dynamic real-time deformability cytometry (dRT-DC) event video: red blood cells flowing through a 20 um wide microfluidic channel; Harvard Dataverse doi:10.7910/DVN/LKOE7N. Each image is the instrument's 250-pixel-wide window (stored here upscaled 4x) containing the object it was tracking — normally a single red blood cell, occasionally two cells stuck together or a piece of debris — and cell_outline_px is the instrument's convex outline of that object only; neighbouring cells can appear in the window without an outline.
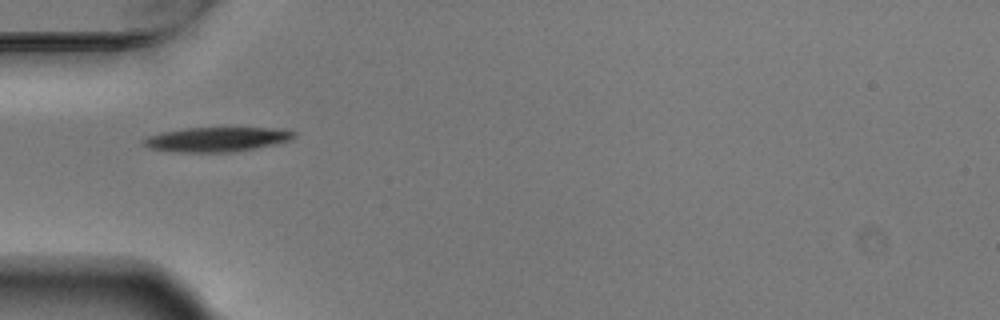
{"species": "Egyptian fruit bat (a non-hibernating species)", "species_latin": "Rousettus aegyptiacus", "temperature_condition": "warm", "stored_images_in_passage": 3, "camera_frame_rate_fps": 3000, "um_per_image_px": 0.085, "animal": {"sex": "male"}, "frame": {"image": 1, "passage_image": 1, "time_ms": 0.0, "image_size_px": [1000, 320], "cell_outline_px": [[296, 136], [292, 140], [276, 144], [232, 152], [180, 152], [152, 148], [144, 144], [144, 140], [148, 136], [160, 132], [184, 128], [280, 128], [296, 132]], "centroid_in_image_um": [18.5, 11.83], "position_along_channel_um": 66.5, "area_um2": 21.39}}
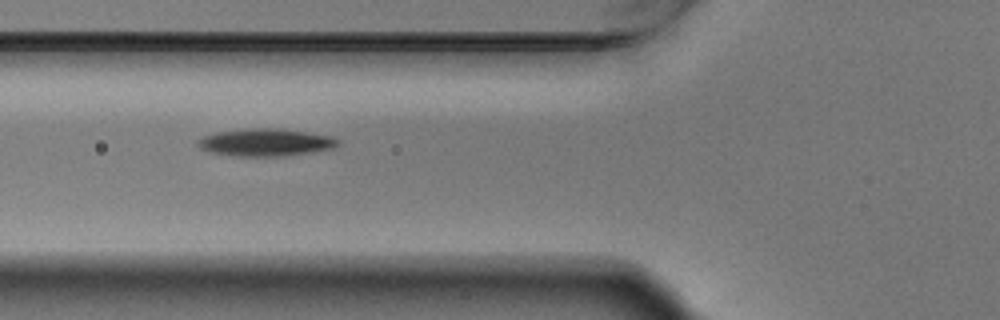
{"frame": {"image": 2, "passage_image": 2, "time_ms": 0.333, "image_size_px": [1000, 320], "cell_outline_px": [[340, 144], [332, 148], [312, 152], [284, 156], [240, 156], [212, 152], [200, 148], [196, 144], [196, 140], [204, 136], [216, 132], [244, 128], [280, 128], [332, 136], [340, 140]], "centroid_in_image_um": [22.58, 12.09], "position_along_channel_um": 103.2, "area_um2": 22.48}}
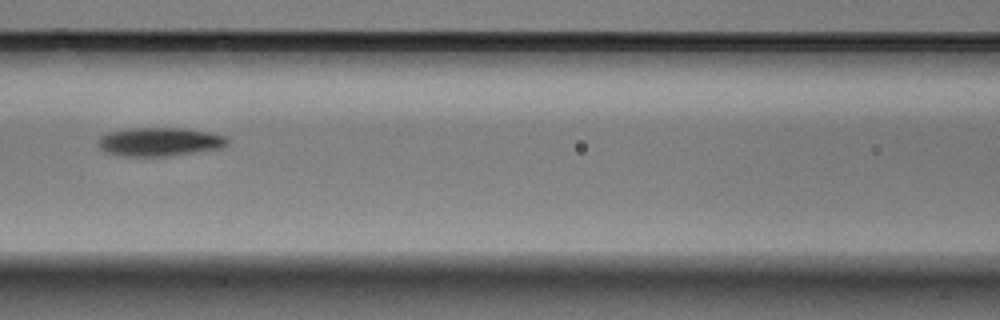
{"frame": {"image": 3, "passage_image": 3, "time_ms": 0.667, "image_size_px": [1000, 320], "cell_outline_px": [[228, 144], [220, 148], [172, 156], [124, 156], [108, 152], [100, 148], [100, 136], [108, 132], [128, 128], [184, 128], [224, 136], [228, 140]], "centroid_in_image_um": [13.56, 12.05], "position_along_channel_um": 153.0, "area_um2": 21.27}}